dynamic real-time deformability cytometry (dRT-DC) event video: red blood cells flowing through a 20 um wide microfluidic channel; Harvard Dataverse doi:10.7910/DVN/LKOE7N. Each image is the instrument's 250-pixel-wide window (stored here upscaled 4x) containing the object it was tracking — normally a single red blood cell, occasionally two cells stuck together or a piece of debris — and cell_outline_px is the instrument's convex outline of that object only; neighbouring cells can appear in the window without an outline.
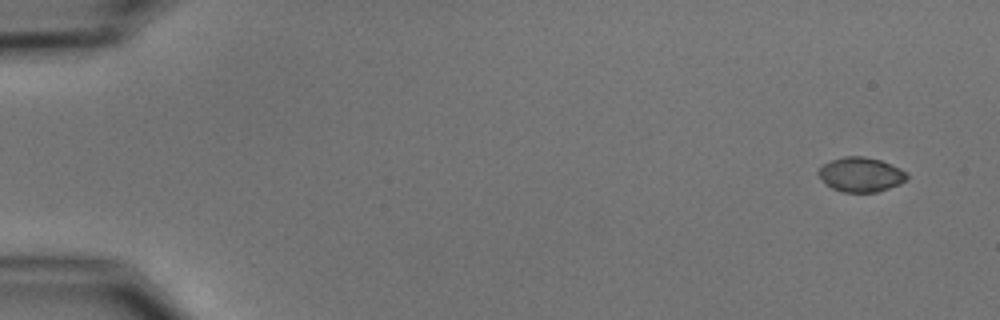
{"species": "common noctule bat (a hibernating species)", "species_latin": "Nyctalus noctula", "temperature_condition": "cold", "stored_images_in_passage": 5, "segment_of_instrument_passage": [1, 2], "camera_frame_rate_fps": 3000, "um_per_image_px": 0.085, "animal": {"sex": "male", "body_mass_g": 15.6}, "frame": {"image": 1, "passage_image": 1, "time_ms": 0.0, "image_size_px": [1000, 320], "cell_outline_px": [[908, 176], [900, 184], [876, 192], [844, 192], [832, 188], [824, 184], [816, 172], [824, 164], [832, 160], [844, 156], [864, 156], [880, 160], [900, 168], [908, 172]], "centroid_in_image_um": [73.15, 14.83], "position_along_channel_um": 11.8, "area_um2": 17.8}}